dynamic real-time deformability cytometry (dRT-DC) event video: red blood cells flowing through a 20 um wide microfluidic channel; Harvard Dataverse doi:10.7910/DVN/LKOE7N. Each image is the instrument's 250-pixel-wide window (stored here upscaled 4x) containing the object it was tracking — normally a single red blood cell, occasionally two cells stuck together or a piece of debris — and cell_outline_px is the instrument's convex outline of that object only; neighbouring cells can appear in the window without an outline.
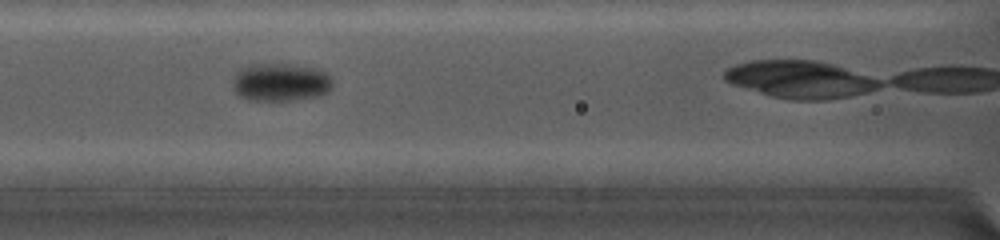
{"species": "common noctule bat (a hibernating species)", "species_latin": "Nyctalus noctula", "temperature_condition": "cold", "stored_images_in_passage": 20, "camera_frame_rate_fps": 5000, "um_per_image_px": 0.085, "animal": {"sex": "female", "body_mass_g": 19.0, "forearm_length_mm": 56.7}, "frame": {"image": 1, "passage_image": 6, "time_ms": 2.2, "image_size_px": [1000, 240], "cell_outline_px": [[332, 88], [328, 92], [320, 96], [296, 100], [248, 100], [236, 96], [232, 88], [236, 72], [240, 68], [252, 64], [288, 64], [316, 68], [324, 72], [332, 80]], "centroid_in_image_um": [23.82, 7.0], "position_along_channel_um": 142.8, "area_um2": 22.37}}